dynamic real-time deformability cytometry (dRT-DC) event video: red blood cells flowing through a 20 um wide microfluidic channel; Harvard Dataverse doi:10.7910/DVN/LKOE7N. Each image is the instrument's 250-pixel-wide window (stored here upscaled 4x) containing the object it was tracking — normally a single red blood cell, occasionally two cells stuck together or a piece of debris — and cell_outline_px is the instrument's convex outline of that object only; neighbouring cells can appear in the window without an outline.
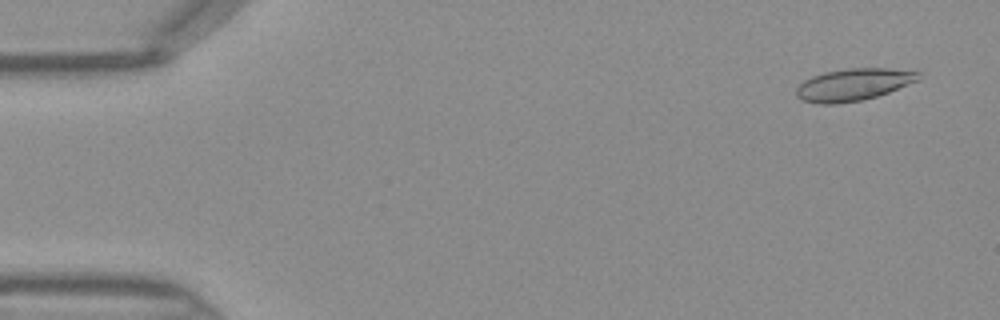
{"species": "Egyptian fruit bat (a non-hibernating species)", "species_latin": "Rousettus aegyptiacus", "temperature_condition": "warm", "stored_images_in_passage": 46, "camera_frame_rate_fps": 3000, "um_per_image_px": 0.085, "frame": {"image": 1, "passage_image": 3, "time_ms": 0.667, "image_size_px": [1000, 320], "cell_outline_px": [[920, 80], [888, 92], [864, 100], [836, 104], [820, 104], [804, 100], [796, 96], [796, 88], [804, 80], [812, 76], [824, 72], [848, 68], [888, 68], [920, 72]], "centroid_in_image_um": [72.54, 7.19], "position_along_channel_um": 12.5, "area_um2": 22.89}}
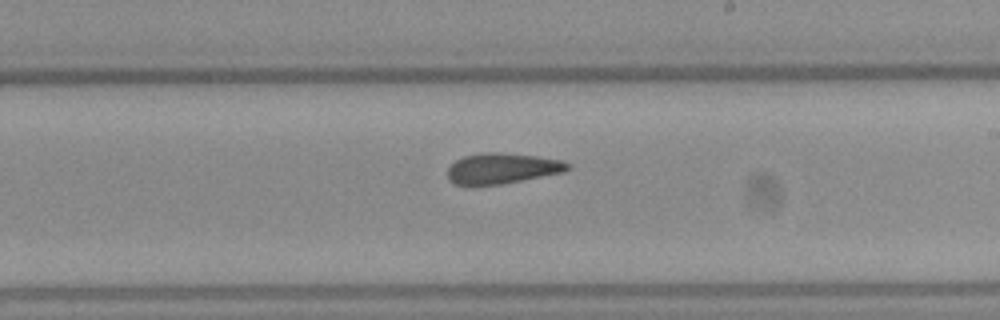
{"frame": {"image": 2, "passage_image": 27, "time_ms": 8.667, "image_size_px": [1000, 320], "cell_outline_px": [[572, 168], [564, 172], [500, 184], [472, 188], [456, 184], [448, 180], [448, 168], [456, 160], [464, 156], [480, 152], [500, 152], [536, 156], [560, 160], [572, 164]], "centroid_in_image_um": [42.64, 14.33], "position_along_channel_um": 246.4, "area_um2": 21.91}}
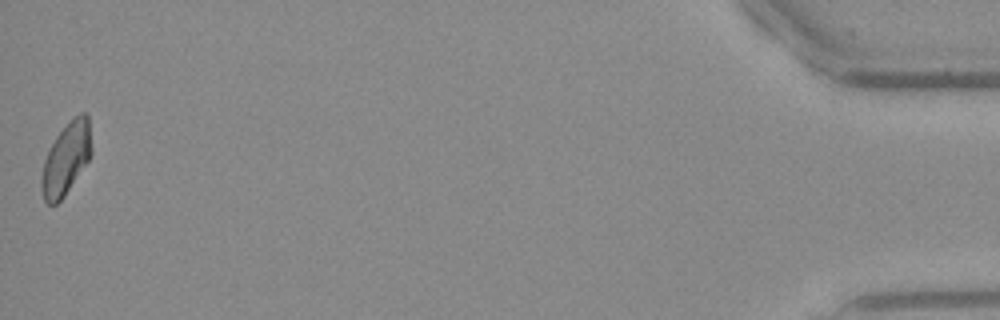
{"frame": {"image": 3, "passage_image": 46, "time_ms": 15.0, "image_size_px": [1000, 320], "cell_outline_px": [[92, 152], [88, 160], [64, 196], [56, 204], [48, 204], [44, 200], [40, 184], [40, 180], [44, 160], [56, 136], [80, 112], [84, 112], [88, 116], [92, 148]], "centroid_in_image_um": [5.61, 13.51], "position_along_channel_um": 429.6, "area_um2": 20.52}}